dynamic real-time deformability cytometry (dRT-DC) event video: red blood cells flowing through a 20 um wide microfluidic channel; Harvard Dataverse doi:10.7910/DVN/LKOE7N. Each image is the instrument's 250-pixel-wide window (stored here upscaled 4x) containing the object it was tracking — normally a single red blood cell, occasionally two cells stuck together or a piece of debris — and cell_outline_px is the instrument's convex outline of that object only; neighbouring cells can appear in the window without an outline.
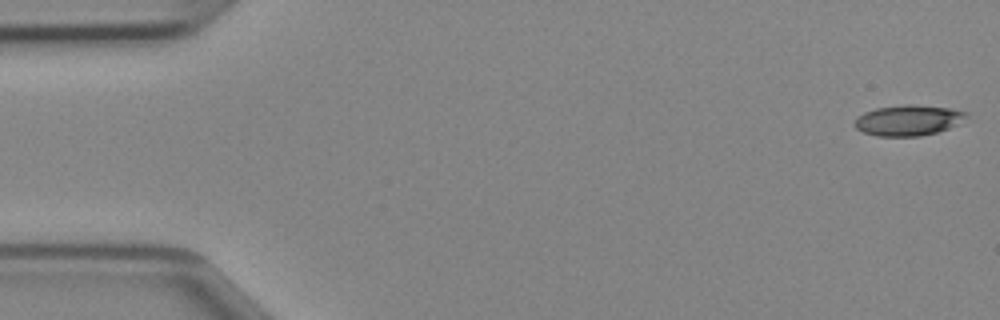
{"species": "Egyptian fruit bat (a non-hibernating species)", "species_latin": "Rousettus aegyptiacus", "temperature_condition": "cold", "stored_images_in_passage": 46, "camera_frame_rate_fps": 3000, "um_per_image_px": 0.085, "animal": {"sex": "female"}, "frame": {"image": 1, "passage_image": 1, "time_ms": 0.0, "image_size_px": [1000, 320], "cell_outline_px": [[968, 116], [956, 124], [948, 128], [936, 132], [920, 136], [876, 136], [864, 132], [856, 128], [852, 124], [856, 116], [864, 112], [876, 108], [904, 104], [912, 104], [948, 108], [968, 112]], "centroid_in_image_um": [77.15, 10.22], "position_along_channel_um": 7.9, "area_um2": 19.94}}
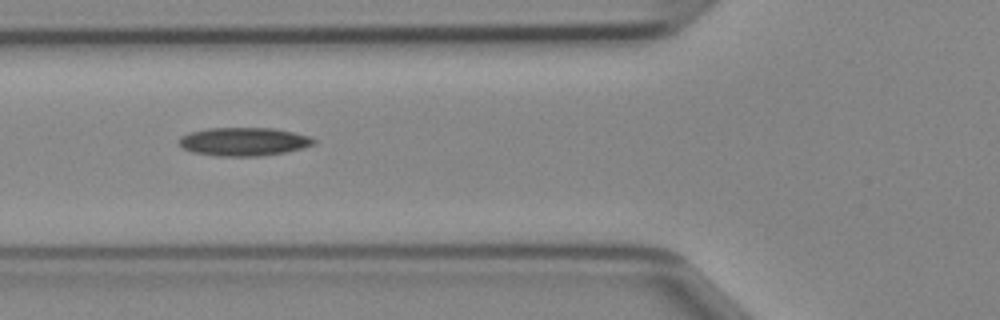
{"frame": {"image": 2, "passage_image": 17, "time_ms": 5.333, "image_size_px": [1000, 320], "cell_outline_px": [[316, 144], [284, 152], [260, 156], [216, 156], [192, 152], [184, 148], [180, 144], [180, 136], [188, 132], [208, 128], [272, 128], [292, 132], [308, 136], [316, 140]], "centroid_in_image_um": [20.69, 12.03], "position_along_channel_um": 105.1, "area_um2": 22.14}}
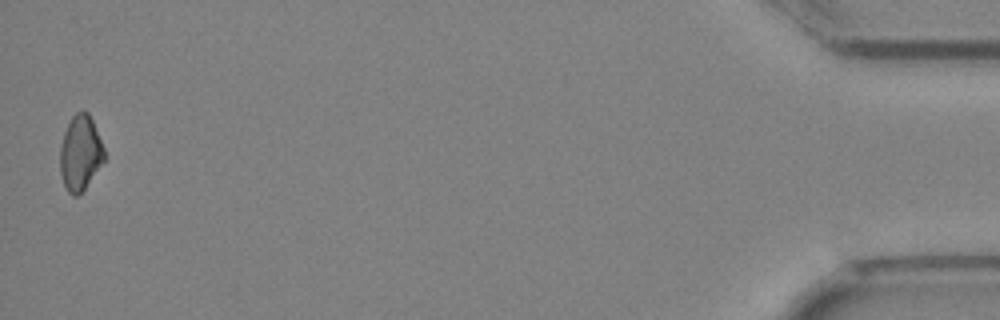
{"frame": {"image": 3, "passage_image": 46, "time_ms": 15.0, "image_size_px": [1000, 320], "cell_outline_px": [[104, 160], [84, 188], [76, 196], [72, 196], [68, 192], [60, 176], [60, 144], [64, 132], [72, 116], [76, 112], [84, 108], [88, 112], [92, 120], [104, 148]], "centroid_in_image_um": [6.8, 12.97], "position_along_channel_um": 428.4, "area_um2": 19.19}}